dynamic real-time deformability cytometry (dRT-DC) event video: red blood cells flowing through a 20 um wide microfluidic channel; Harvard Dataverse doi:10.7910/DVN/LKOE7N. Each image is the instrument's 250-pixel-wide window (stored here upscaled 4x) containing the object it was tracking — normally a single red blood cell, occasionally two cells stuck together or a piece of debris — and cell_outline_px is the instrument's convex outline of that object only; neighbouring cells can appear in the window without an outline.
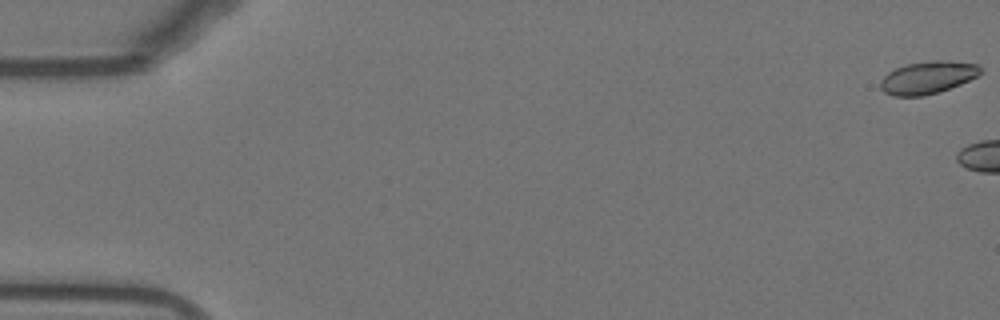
{"species": "Egyptian fruit bat (a non-hibernating species)", "species_latin": "Rousettus aegyptiacus", "temperature_condition": "warm", "stored_images_in_passage": 5, "camera_frame_rate_fps": 3000, "um_per_image_px": 0.085, "animal": {"sex": "female"}, "frame": {"image": 1, "passage_image": 1, "time_ms": 0.0, "image_size_px": [1000, 320], "cell_outline_px": [[980, 72], [976, 76], [960, 84], [924, 96], [892, 96], [884, 92], [880, 88], [880, 80], [888, 72], [904, 64], [932, 60], [940, 60], [980, 64]], "centroid_in_image_um": [78.8, 6.58], "position_along_channel_um": 6.2, "area_um2": 18.84}}